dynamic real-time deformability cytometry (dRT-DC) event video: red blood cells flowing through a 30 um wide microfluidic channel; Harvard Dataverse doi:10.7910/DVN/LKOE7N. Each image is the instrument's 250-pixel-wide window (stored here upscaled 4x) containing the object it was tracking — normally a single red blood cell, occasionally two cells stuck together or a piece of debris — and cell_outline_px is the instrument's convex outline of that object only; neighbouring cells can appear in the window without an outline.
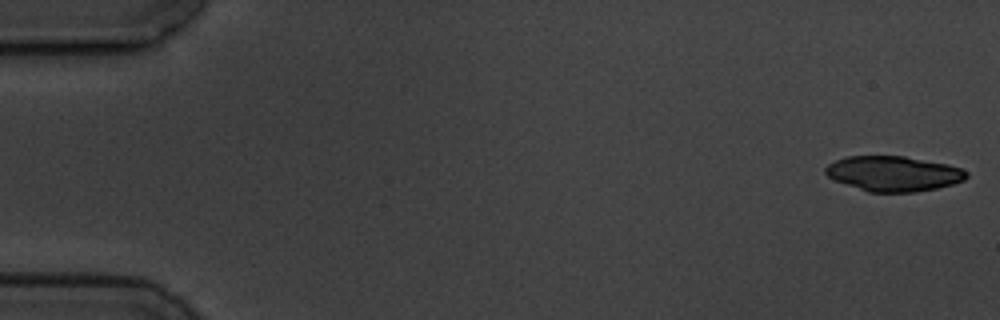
{"species": "common noctule bat (a hibernating species)", "species_latin": "Nyctalus noctula", "temperature_condition": "cold", "stored_images_in_passage": 15, "camera_frame_rate_fps": 3000, "um_per_image_px": 0.085, "animal": {"sex": "male", "body_mass_g": 19.5, "forearm_length_mm": 54.6}, "frame": {"image": 1, "passage_image": 1, "time_ms": 0.0, "image_size_px": [1000, 320], "cell_outline_px": [[968, 176], [964, 180], [952, 184], [936, 188], [916, 192], [868, 192], [836, 180], [828, 176], [824, 172], [824, 168], [828, 164], [836, 160], [848, 156], [904, 156], [948, 164], [960, 168], [968, 172]], "centroid_in_image_um": [75.95, 14.75], "position_along_channel_um": 9.0, "area_um2": 28.73}, "authors_computed_cell_mechanics": {"area_um2": 28.7266, "velocity_mm_per_s": 3.5364, "shape_relaxation_time_tau1_ms": 2.712, "shape_relaxation_time_tau2_ms": null, "deformation_change_tau1": 0.0647, "deformation_change_tau2": null}}